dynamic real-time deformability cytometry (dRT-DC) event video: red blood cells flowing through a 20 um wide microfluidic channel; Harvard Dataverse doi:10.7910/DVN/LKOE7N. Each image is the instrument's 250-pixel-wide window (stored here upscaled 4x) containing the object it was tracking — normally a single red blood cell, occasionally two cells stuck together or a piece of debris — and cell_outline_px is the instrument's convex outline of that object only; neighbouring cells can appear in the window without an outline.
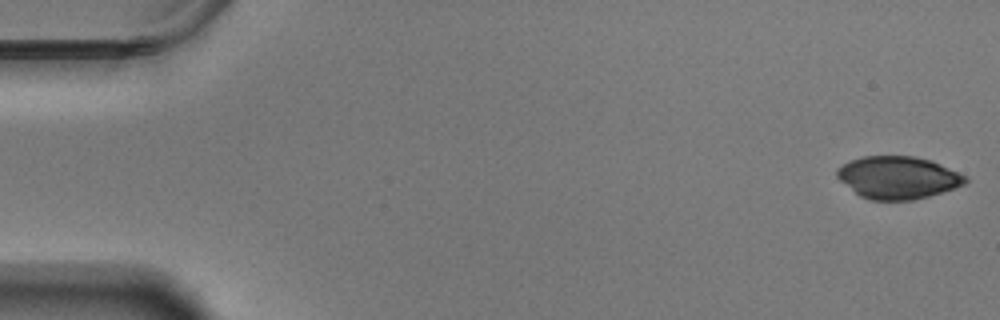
{"species": "Egyptian fruit bat (a non-hibernating species)", "species_latin": "Rousettus aegyptiacus", "temperature_condition": "warm", "stored_images_in_passage": 57, "camera_frame_rate_fps": 3000, "um_per_image_px": 0.085, "animal": {"sex": "male"}, "frame": {"image": 1, "passage_image": 1, "time_ms": 0.0, "image_size_px": [1000, 320], "cell_outline_px": [[968, 180], [964, 184], [928, 196], [912, 200], [868, 200], [860, 196], [840, 180], [836, 176], [836, 168], [852, 160], [864, 156], [916, 156], [932, 160], [968, 176]], "centroid_in_image_um": [76.33, 15.08], "position_along_channel_um": 8.7, "area_um2": 31.67}}
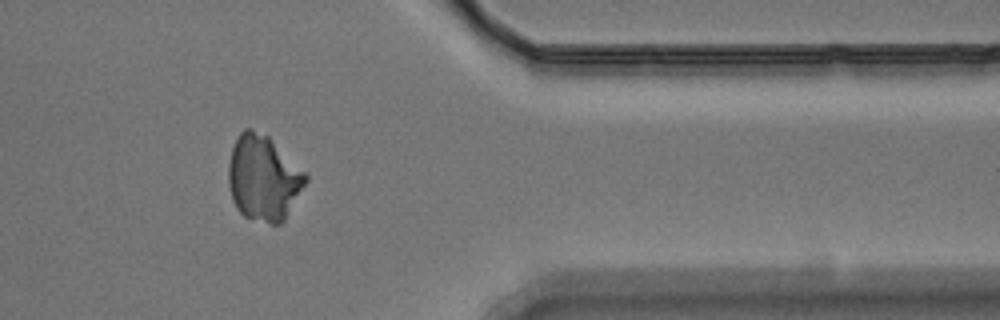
{"frame": {"image": 2, "passage_image": 47, "time_ms": 15.333, "image_size_px": [1000, 320], "cell_outline_px": [[308, 180], [284, 220], [280, 224], [268, 224], [244, 216], [236, 208], [232, 200], [228, 184], [228, 164], [232, 148], [240, 132], [244, 128], [252, 128], [268, 136], [308, 176]], "centroid_in_image_um": [22.36, 15.14], "position_along_channel_um": 389.0, "area_um2": 38.26}}
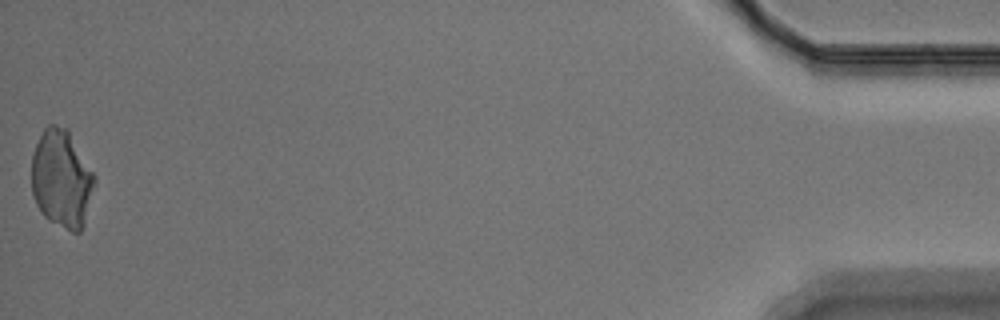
{"frame": {"image": 3, "passage_image": 57, "time_ms": 18.667, "image_size_px": [1000, 320], "cell_outline_px": [[96, 184], [84, 224], [80, 232], [72, 232], [48, 220], [40, 212], [36, 204], [32, 192], [32, 156], [36, 144], [44, 128], [48, 124], [56, 124], [68, 128], [96, 176]], "centroid_in_image_um": [5.26, 15.19], "position_along_channel_um": 429.9, "area_um2": 36.41}}